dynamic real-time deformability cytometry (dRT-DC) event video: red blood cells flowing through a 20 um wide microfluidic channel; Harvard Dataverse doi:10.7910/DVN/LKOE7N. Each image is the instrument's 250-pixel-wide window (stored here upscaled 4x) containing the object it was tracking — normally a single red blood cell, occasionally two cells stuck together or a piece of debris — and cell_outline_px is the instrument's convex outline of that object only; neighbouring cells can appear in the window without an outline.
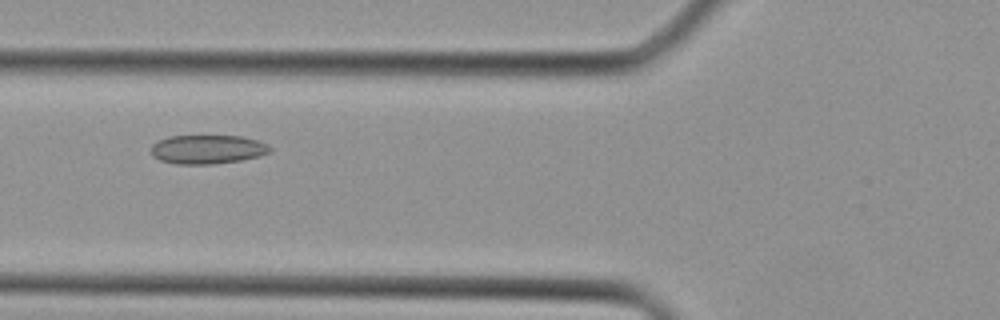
{"species": "Egyptian fruit bat (a non-hibernating species)", "species_latin": "Rousettus aegyptiacus", "temperature_condition": "cold", "stored_images_in_passage": 32, "camera_frame_rate_fps": 3000, "um_per_image_px": 0.085, "animal": {"sex": "female"}, "frame": {"image": 1, "passage_image": 7, "time_ms": 2.0, "image_size_px": [1000, 320], "cell_outline_px": [[272, 152], [260, 156], [240, 160], [212, 164], [176, 164], [160, 160], [152, 156], [152, 144], [168, 136], [244, 136], [268, 144], [272, 148]], "centroid_in_image_um": [17.67, 12.69], "position_along_channel_um": 108.1, "area_um2": 20.11}}
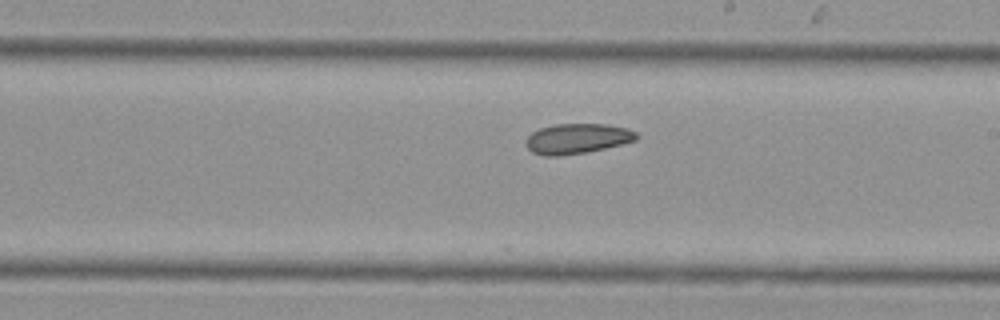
{"frame": {"image": 2, "passage_image": 15, "time_ms": 4.667, "image_size_px": [1000, 320], "cell_outline_px": [[640, 136], [636, 140], [604, 148], [584, 152], [556, 156], [544, 156], [532, 152], [524, 144], [524, 140], [532, 132], [540, 128], [556, 124], [608, 124], [628, 128], [636, 132]], "centroid_in_image_um": [49.04, 11.77], "position_along_channel_um": 240.0, "area_um2": 19.42}}
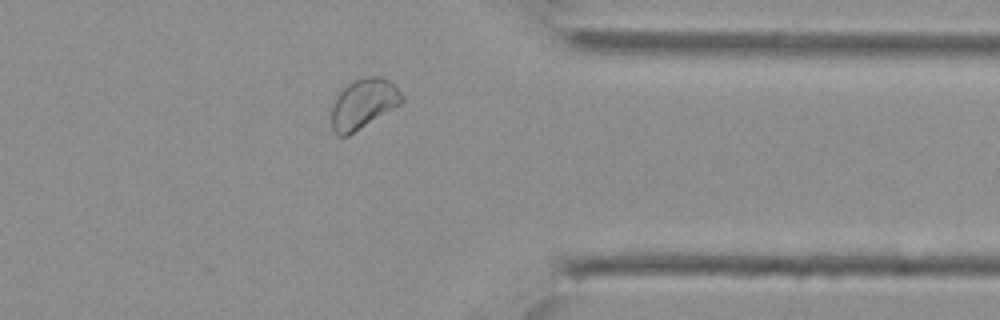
{"frame": {"image": 3, "passage_image": 24, "time_ms": 7.667, "image_size_px": [1000, 320], "cell_outline_px": [[404, 100], [400, 104], [348, 136], [336, 136], [332, 128], [332, 104], [336, 96], [348, 84], [364, 76], [380, 76], [388, 80], [404, 96]], "centroid_in_image_um": [30.87, 8.82], "position_along_channel_um": 380.5, "area_um2": 20.23}}